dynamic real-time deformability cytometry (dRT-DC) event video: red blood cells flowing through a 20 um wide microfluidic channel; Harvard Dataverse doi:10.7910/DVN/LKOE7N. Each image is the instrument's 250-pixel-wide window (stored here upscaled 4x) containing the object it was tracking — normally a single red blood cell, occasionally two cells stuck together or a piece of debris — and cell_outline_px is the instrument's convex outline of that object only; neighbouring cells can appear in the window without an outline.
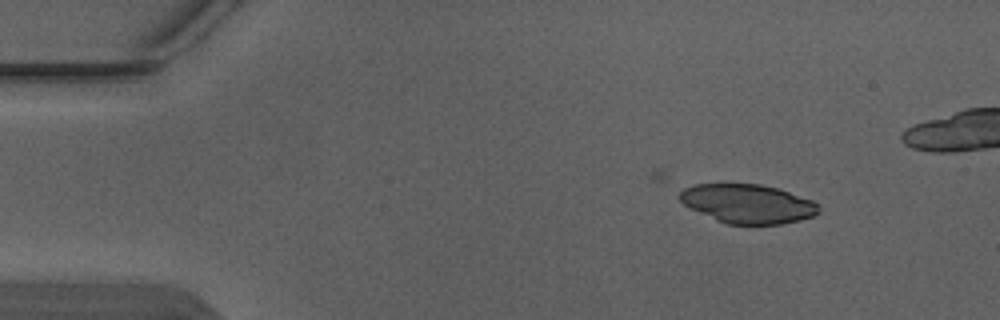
{"species": "Egyptian fruit bat (a non-hibernating species)", "species_latin": "Rousettus aegyptiacus", "temperature_condition": "warm", "stored_images_in_passage": 3, "camera_frame_rate_fps": 3000, "um_per_image_px": 0.085, "animal": {"sex": "male"}, "frame": {"image": 1, "passage_image": 1, "time_ms": 0.0, "image_size_px": [1000, 320], "cell_outline_px": [[820, 212], [812, 216], [800, 220], [780, 224], [728, 224], [716, 220], [684, 204], [680, 200], [680, 192], [684, 188], [692, 184], [760, 184], [780, 188], [812, 200], [820, 204]], "centroid_in_image_um": [63.61, 17.31], "position_along_channel_um": 21.4, "area_um2": 31.56}}